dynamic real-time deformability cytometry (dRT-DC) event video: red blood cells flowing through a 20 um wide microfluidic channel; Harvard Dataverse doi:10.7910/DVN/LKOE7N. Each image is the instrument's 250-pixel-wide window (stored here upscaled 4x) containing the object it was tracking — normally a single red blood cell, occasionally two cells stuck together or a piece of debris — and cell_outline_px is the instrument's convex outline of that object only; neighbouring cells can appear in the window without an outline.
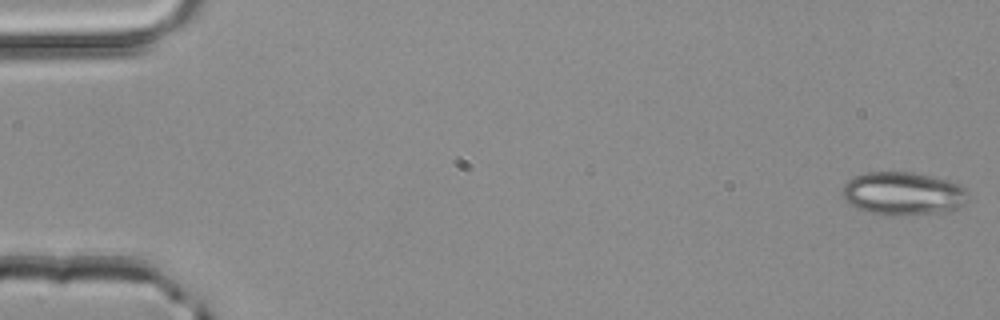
{"species": "common noctule bat (a hibernating species)", "species_latin": "Nyctalus noctula", "temperature_condition": "room temperature", "stored_images_in_passage": 3, "camera_frame_rate_fps": 3000, "um_per_image_px": 0.085, "animal": {"sex": "male", "body_mass_g": 20.4}, "frame": {"image": 1, "passage_image": 1, "time_ms": 0.0, "image_size_px": [1000, 320], "cell_outline_px": [[972, 196], [960, 208], [948, 212], [892, 216], [884, 216], [868, 212], [856, 208], [848, 204], [840, 196], [840, 192], [844, 184], [848, 180], [864, 172], [912, 172], [932, 176], [960, 184]], "centroid_in_image_um": [76.76, 16.47], "position_along_channel_um": 8.2, "area_um2": 32.48}}